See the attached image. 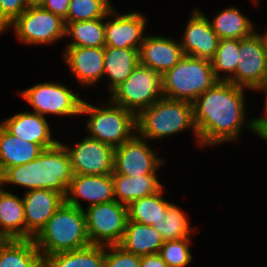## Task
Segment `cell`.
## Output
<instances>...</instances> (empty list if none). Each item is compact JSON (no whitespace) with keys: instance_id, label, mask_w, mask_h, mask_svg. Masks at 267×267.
Listing matches in <instances>:
<instances>
[{"instance_id":"1","label":"cell","mask_w":267,"mask_h":267,"mask_svg":"<svg viewBox=\"0 0 267 267\" xmlns=\"http://www.w3.org/2000/svg\"><path fill=\"white\" fill-rule=\"evenodd\" d=\"M246 89L229 81H218L192 103L199 146L237 141L243 127L255 133V118L249 121L245 118Z\"/></svg>"},{"instance_id":"2","label":"cell","mask_w":267,"mask_h":267,"mask_svg":"<svg viewBox=\"0 0 267 267\" xmlns=\"http://www.w3.org/2000/svg\"><path fill=\"white\" fill-rule=\"evenodd\" d=\"M73 177L70 157L62 142L46 148L29 163L7 168L0 175V184H15L28 188L49 189L66 197Z\"/></svg>"},{"instance_id":"3","label":"cell","mask_w":267,"mask_h":267,"mask_svg":"<svg viewBox=\"0 0 267 267\" xmlns=\"http://www.w3.org/2000/svg\"><path fill=\"white\" fill-rule=\"evenodd\" d=\"M33 240L43 258L91 245L86 230L84 209L65 202Z\"/></svg>"},{"instance_id":"4","label":"cell","mask_w":267,"mask_h":267,"mask_svg":"<svg viewBox=\"0 0 267 267\" xmlns=\"http://www.w3.org/2000/svg\"><path fill=\"white\" fill-rule=\"evenodd\" d=\"M188 128L194 132L199 145L193 104L187 101L162 97L136 115L135 133L146 140L166 138Z\"/></svg>"},{"instance_id":"5","label":"cell","mask_w":267,"mask_h":267,"mask_svg":"<svg viewBox=\"0 0 267 267\" xmlns=\"http://www.w3.org/2000/svg\"><path fill=\"white\" fill-rule=\"evenodd\" d=\"M218 81L211 60L185 55L162 75V92L165 98L193 103Z\"/></svg>"},{"instance_id":"6","label":"cell","mask_w":267,"mask_h":267,"mask_svg":"<svg viewBox=\"0 0 267 267\" xmlns=\"http://www.w3.org/2000/svg\"><path fill=\"white\" fill-rule=\"evenodd\" d=\"M107 105L97 107L83 100L80 114L90 116L86 126L89 138L116 148L135 135L136 115L111 101Z\"/></svg>"},{"instance_id":"7","label":"cell","mask_w":267,"mask_h":267,"mask_svg":"<svg viewBox=\"0 0 267 267\" xmlns=\"http://www.w3.org/2000/svg\"><path fill=\"white\" fill-rule=\"evenodd\" d=\"M162 97V75L140 63L124 82L110 92L112 103L135 115Z\"/></svg>"},{"instance_id":"8","label":"cell","mask_w":267,"mask_h":267,"mask_svg":"<svg viewBox=\"0 0 267 267\" xmlns=\"http://www.w3.org/2000/svg\"><path fill=\"white\" fill-rule=\"evenodd\" d=\"M89 241L95 245H116L123 238L128 207L116 200L84 209Z\"/></svg>"},{"instance_id":"9","label":"cell","mask_w":267,"mask_h":267,"mask_svg":"<svg viewBox=\"0 0 267 267\" xmlns=\"http://www.w3.org/2000/svg\"><path fill=\"white\" fill-rule=\"evenodd\" d=\"M14 29L19 41L26 44H55L65 37V21L40 5L29 7L5 30Z\"/></svg>"},{"instance_id":"10","label":"cell","mask_w":267,"mask_h":267,"mask_svg":"<svg viewBox=\"0 0 267 267\" xmlns=\"http://www.w3.org/2000/svg\"><path fill=\"white\" fill-rule=\"evenodd\" d=\"M20 93L21 97L34 108V113L41 116L45 117L49 113L59 116L80 115L82 98L60 83H39Z\"/></svg>"},{"instance_id":"11","label":"cell","mask_w":267,"mask_h":267,"mask_svg":"<svg viewBox=\"0 0 267 267\" xmlns=\"http://www.w3.org/2000/svg\"><path fill=\"white\" fill-rule=\"evenodd\" d=\"M165 159L157 156L146 139L135 134L115 148L113 173L127 177L157 174Z\"/></svg>"},{"instance_id":"12","label":"cell","mask_w":267,"mask_h":267,"mask_svg":"<svg viewBox=\"0 0 267 267\" xmlns=\"http://www.w3.org/2000/svg\"><path fill=\"white\" fill-rule=\"evenodd\" d=\"M267 75V54L257 31L239 40V60L235 74L228 80L236 86L255 90Z\"/></svg>"},{"instance_id":"13","label":"cell","mask_w":267,"mask_h":267,"mask_svg":"<svg viewBox=\"0 0 267 267\" xmlns=\"http://www.w3.org/2000/svg\"><path fill=\"white\" fill-rule=\"evenodd\" d=\"M67 150L73 175H108L113 173L115 148L85 136L75 147Z\"/></svg>"},{"instance_id":"14","label":"cell","mask_w":267,"mask_h":267,"mask_svg":"<svg viewBox=\"0 0 267 267\" xmlns=\"http://www.w3.org/2000/svg\"><path fill=\"white\" fill-rule=\"evenodd\" d=\"M114 9L106 15L108 21L105 22V46L140 49L146 37L145 15L138 12L118 14ZM112 16L115 17L114 20L110 18Z\"/></svg>"},{"instance_id":"15","label":"cell","mask_w":267,"mask_h":267,"mask_svg":"<svg viewBox=\"0 0 267 267\" xmlns=\"http://www.w3.org/2000/svg\"><path fill=\"white\" fill-rule=\"evenodd\" d=\"M184 30L180 41L184 54L211 60L220 39L212 29L208 17L201 10L194 9Z\"/></svg>"},{"instance_id":"16","label":"cell","mask_w":267,"mask_h":267,"mask_svg":"<svg viewBox=\"0 0 267 267\" xmlns=\"http://www.w3.org/2000/svg\"><path fill=\"white\" fill-rule=\"evenodd\" d=\"M24 202L26 239H33L53 214L65 203V197L53 190L26 191Z\"/></svg>"},{"instance_id":"17","label":"cell","mask_w":267,"mask_h":267,"mask_svg":"<svg viewBox=\"0 0 267 267\" xmlns=\"http://www.w3.org/2000/svg\"><path fill=\"white\" fill-rule=\"evenodd\" d=\"M80 199L89 202L87 207L115 200L112 174L108 175H73L65 202L84 209Z\"/></svg>"},{"instance_id":"18","label":"cell","mask_w":267,"mask_h":267,"mask_svg":"<svg viewBox=\"0 0 267 267\" xmlns=\"http://www.w3.org/2000/svg\"><path fill=\"white\" fill-rule=\"evenodd\" d=\"M185 56L180 41L147 35L139 49L140 64L163 75Z\"/></svg>"},{"instance_id":"19","label":"cell","mask_w":267,"mask_h":267,"mask_svg":"<svg viewBox=\"0 0 267 267\" xmlns=\"http://www.w3.org/2000/svg\"><path fill=\"white\" fill-rule=\"evenodd\" d=\"M63 58L83 87L96 84L104 75V47L66 46Z\"/></svg>"},{"instance_id":"20","label":"cell","mask_w":267,"mask_h":267,"mask_svg":"<svg viewBox=\"0 0 267 267\" xmlns=\"http://www.w3.org/2000/svg\"><path fill=\"white\" fill-rule=\"evenodd\" d=\"M11 134L22 140L41 145L44 149L55 146L59 140L52 138L47 119L38 113L22 112L0 122Z\"/></svg>"},{"instance_id":"21","label":"cell","mask_w":267,"mask_h":267,"mask_svg":"<svg viewBox=\"0 0 267 267\" xmlns=\"http://www.w3.org/2000/svg\"><path fill=\"white\" fill-rule=\"evenodd\" d=\"M44 150L36 143L11 134L0 123V175L7 169L35 160Z\"/></svg>"},{"instance_id":"22","label":"cell","mask_w":267,"mask_h":267,"mask_svg":"<svg viewBox=\"0 0 267 267\" xmlns=\"http://www.w3.org/2000/svg\"><path fill=\"white\" fill-rule=\"evenodd\" d=\"M0 239H26L23 199L0 184Z\"/></svg>"},{"instance_id":"23","label":"cell","mask_w":267,"mask_h":267,"mask_svg":"<svg viewBox=\"0 0 267 267\" xmlns=\"http://www.w3.org/2000/svg\"><path fill=\"white\" fill-rule=\"evenodd\" d=\"M112 178L115 200L127 207L134 200L153 195L163 187L157 174L127 177L112 173Z\"/></svg>"},{"instance_id":"24","label":"cell","mask_w":267,"mask_h":267,"mask_svg":"<svg viewBox=\"0 0 267 267\" xmlns=\"http://www.w3.org/2000/svg\"><path fill=\"white\" fill-rule=\"evenodd\" d=\"M139 63V49L105 46L103 77H108L109 92L124 82Z\"/></svg>"},{"instance_id":"25","label":"cell","mask_w":267,"mask_h":267,"mask_svg":"<svg viewBox=\"0 0 267 267\" xmlns=\"http://www.w3.org/2000/svg\"><path fill=\"white\" fill-rule=\"evenodd\" d=\"M163 243L161 235L152 225L127 220L123 238L118 245L127 252L144 256L159 253Z\"/></svg>"},{"instance_id":"26","label":"cell","mask_w":267,"mask_h":267,"mask_svg":"<svg viewBox=\"0 0 267 267\" xmlns=\"http://www.w3.org/2000/svg\"><path fill=\"white\" fill-rule=\"evenodd\" d=\"M42 261L33 239H0V267H37Z\"/></svg>"},{"instance_id":"27","label":"cell","mask_w":267,"mask_h":267,"mask_svg":"<svg viewBox=\"0 0 267 267\" xmlns=\"http://www.w3.org/2000/svg\"><path fill=\"white\" fill-rule=\"evenodd\" d=\"M209 22L219 39L240 40L251 36L256 30L250 18L233 6L218 12Z\"/></svg>"},{"instance_id":"28","label":"cell","mask_w":267,"mask_h":267,"mask_svg":"<svg viewBox=\"0 0 267 267\" xmlns=\"http://www.w3.org/2000/svg\"><path fill=\"white\" fill-rule=\"evenodd\" d=\"M105 245L91 244L85 248L45 256L48 267H103Z\"/></svg>"},{"instance_id":"29","label":"cell","mask_w":267,"mask_h":267,"mask_svg":"<svg viewBox=\"0 0 267 267\" xmlns=\"http://www.w3.org/2000/svg\"><path fill=\"white\" fill-rule=\"evenodd\" d=\"M105 19L65 22V36L72 38L67 46L105 47Z\"/></svg>"},{"instance_id":"30","label":"cell","mask_w":267,"mask_h":267,"mask_svg":"<svg viewBox=\"0 0 267 267\" xmlns=\"http://www.w3.org/2000/svg\"><path fill=\"white\" fill-rule=\"evenodd\" d=\"M164 187L153 195L134 200L128 206V220L145 225L157 224L171 202L163 198Z\"/></svg>"},{"instance_id":"31","label":"cell","mask_w":267,"mask_h":267,"mask_svg":"<svg viewBox=\"0 0 267 267\" xmlns=\"http://www.w3.org/2000/svg\"><path fill=\"white\" fill-rule=\"evenodd\" d=\"M161 235L164 241L179 240L182 238H191L194 227L183 212L182 208L174 203H170L165 216L152 225Z\"/></svg>"},{"instance_id":"32","label":"cell","mask_w":267,"mask_h":267,"mask_svg":"<svg viewBox=\"0 0 267 267\" xmlns=\"http://www.w3.org/2000/svg\"><path fill=\"white\" fill-rule=\"evenodd\" d=\"M238 60L239 39H220L216 53L211 59L216 78L219 81H228L235 74ZM221 73L226 74L221 76Z\"/></svg>"},{"instance_id":"33","label":"cell","mask_w":267,"mask_h":267,"mask_svg":"<svg viewBox=\"0 0 267 267\" xmlns=\"http://www.w3.org/2000/svg\"><path fill=\"white\" fill-rule=\"evenodd\" d=\"M110 0H70L65 22L89 21L106 18L113 9Z\"/></svg>"},{"instance_id":"34","label":"cell","mask_w":267,"mask_h":267,"mask_svg":"<svg viewBox=\"0 0 267 267\" xmlns=\"http://www.w3.org/2000/svg\"><path fill=\"white\" fill-rule=\"evenodd\" d=\"M191 238L164 241L159 255L168 267H186L193 260L190 252Z\"/></svg>"},{"instance_id":"35","label":"cell","mask_w":267,"mask_h":267,"mask_svg":"<svg viewBox=\"0 0 267 267\" xmlns=\"http://www.w3.org/2000/svg\"><path fill=\"white\" fill-rule=\"evenodd\" d=\"M103 267H140V256L125 251L118 244L106 245Z\"/></svg>"},{"instance_id":"36","label":"cell","mask_w":267,"mask_h":267,"mask_svg":"<svg viewBox=\"0 0 267 267\" xmlns=\"http://www.w3.org/2000/svg\"><path fill=\"white\" fill-rule=\"evenodd\" d=\"M27 0H0V35L29 7Z\"/></svg>"},{"instance_id":"37","label":"cell","mask_w":267,"mask_h":267,"mask_svg":"<svg viewBox=\"0 0 267 267\" xmlns=\"http://www.w3.org/2000/svg\"><path fill=\"white\" fill-rule=\"evenodd\" d=\"M39 5L43 9L65 20L67 18L70 0H42Z\"/></svg>"},{"instance_id":"38","label":"cell","mask_w":267,"mask_h":267,"mask_svg":"<svg viewBox=\"0 0 267 267\" xmlns=\"http://www.w3.org/2000/svg\"><path fill=\"white\" fill-rule=\"evenodd\" d=\"M140 267H168L159 253L140 256Z\"/></svg>"},{"instance_id":"39","label":"cell","mask_w":267,"mask_h":267,"mask_svg":"<svg viewBox=\"0 0 267 267\" xmlns=\"http://www.w3.org/2000/svg\"><path fill=\"white\" fill-rule=\"evenodd\" d=\"M255 134L267 141V113L255 118Z\"/></svg>"},{"instance_id":"40","label":"cell","mask_w":267,"mask_h":267,"mask_svg":"<svg viewBox=\"0 0 267 267\" xmlns=\"http://www.w3.org/2000/svg\"><path fill=\"white\" fill-rule=\"evenodd\" d=\"M254 91H263L266 95V98H265V108H264V113H267V75L266 77L263 79L262 83L254 90Z\"/></svg>"},{"instance_id":"41","label":"cell","mask_w":267,"mask_h":267,"mask_svg":"<svg viewBox=\"0 0 267 267\" xmlns=\"http://www.w3.org/2000/svg\"><path fill=\"white\" fill-rule=\"evenodd\" d=\"M262 41H263V45H264V48H265V51H266V54H267V31L266 33H264L263 35L259 34Z\"/></svg>"},{"instance_id":"42","label":"cell","mask_w":267,"mask_h":267,"mask_svg":"<svg viewBox=\"0 0 267 267\" xmlns=\"http://www.w3.org/2000/svg\"><path fill=\"white\" fill-rule=\"evenodd\" d=\"M30 5H39L42 0H27Z\"/></svg>"},{"instance_id":"43","label":"cell","mask_w":267,"mask_h":267,"mask_svg":"<svg viewBox=\"0 0 267 267\" xmlns=\"http://www.w3.org/2000/svg\"><path fill=\"white\" fill-rule=\"evenodd\" d=\"M37 267H48L44 261H42Z\"/></svg>"}]
</instances>
